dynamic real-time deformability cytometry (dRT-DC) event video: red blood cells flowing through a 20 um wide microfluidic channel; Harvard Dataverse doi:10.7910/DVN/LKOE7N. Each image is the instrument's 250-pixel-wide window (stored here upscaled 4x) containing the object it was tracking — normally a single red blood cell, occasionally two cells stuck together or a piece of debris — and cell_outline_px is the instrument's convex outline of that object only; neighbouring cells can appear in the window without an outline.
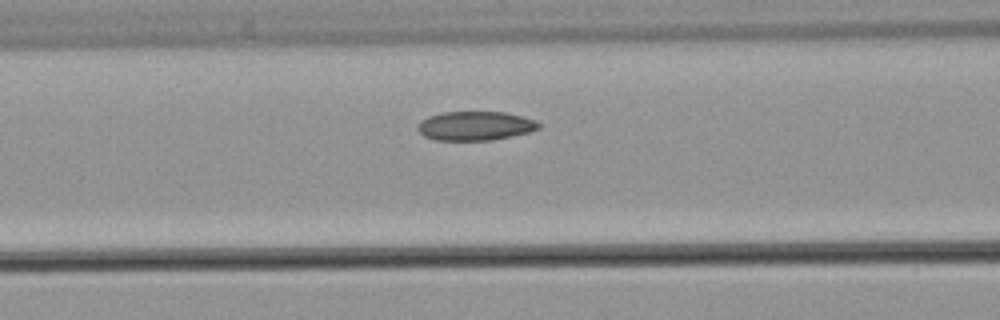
{"species": "common noctule bat (a hibernating species)", "species_latin": "Nyctalus noctula", "temperature_condition": "warm", "stored_images_in_passage": 8, "camera_frame_rate_fps": 3000, "um_per_image_px": 0.085, "animal": {"sex": "male", "body_mass_g": 21.5, "forearm_length_mm": 52.0}, "frame": {"image": 1, "passage_image": 8, "time_ms": 9.667, "image_size_px": [1000, 320], "cell_outline_px": [[540, 128], [528, 132], [512, 136], [492, 140], [436, 140], [424, 136], [416, 128], [420, 120], [428, 116], [440, 112], [504, 112], [536, 120], [540, 124]], "centroid_in_image_um": [40.36, 10.69], "position_along_channel_um": 126.2, "area_um2": 20.52}}